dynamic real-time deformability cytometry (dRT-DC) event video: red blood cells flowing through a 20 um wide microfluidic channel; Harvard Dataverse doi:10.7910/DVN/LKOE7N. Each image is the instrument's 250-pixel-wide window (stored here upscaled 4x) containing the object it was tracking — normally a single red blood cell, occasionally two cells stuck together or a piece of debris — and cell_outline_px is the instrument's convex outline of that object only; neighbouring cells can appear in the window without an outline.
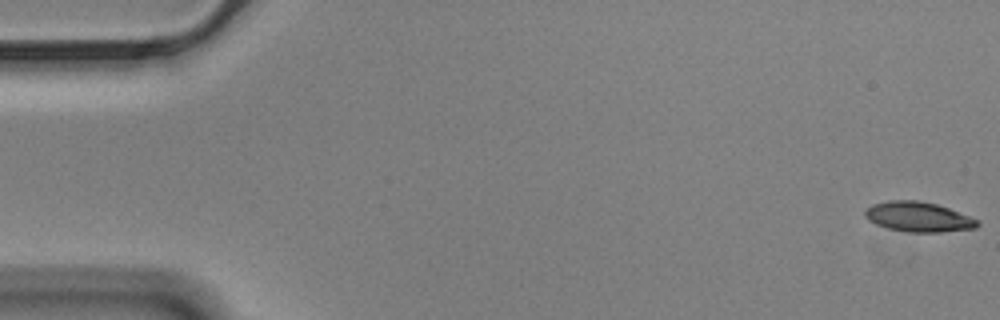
{"species": "Egyptian fruit bat (a non-hibernating species)", "species_latin": "Rousettus aegyptiacus", "temperature_condition": "cold", "stored_images_in_passage": 58, "segment_of_instrument_passage": [1, 2], "camera_frame_rate_fps": 3000, "um_per_image_px": 0.085, "animal": {"sex": "male"}, "frame": {"image": 1, "passage_image": 1, "time_ms": 0.0, "image_size_px": [1000, 320], "cell_outline_px": [[980, 224], [976, 228], [940, 232], [908, 232], [888, 228], [876, 224], [868, 220], [864, 216], [864, 212], [872, 204], [888, 200], [916, 200], [936, 204], [948, 208], [980, 220]], "centroid_in_image_um": [78.06, 18.43], "position_along_channel_um": 6.9, "area_um2": 19.59}}
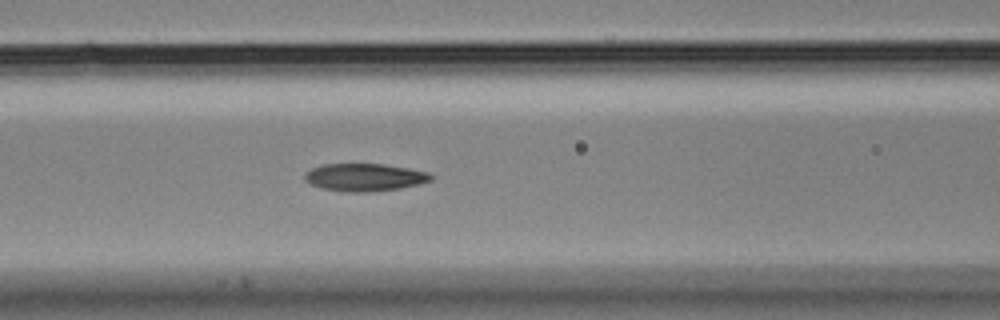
{"frame": {"image": 2, "passage_image": 24, "time_ms": 7.667, "image_size_px": [1000, 320], "cell_outline_px": [[432, 180], [420, 184], [400, 188], [372, 192], [348, 192], [320, 188], [304, 180], [304, 172], [320, 164], [384, 164], [408, 168], [428, 172], [432, 176]], "centroid_in_image_um": [30.97, 15.07], "position_along_channel_um": 135.6, "area_um2": 20.46}}
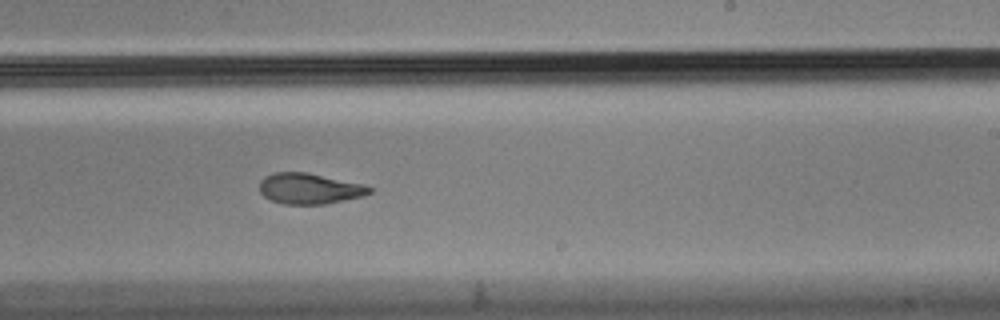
{"frame": {"image": 3, "passage_image": 35, "time_ms": 11.333, "image_size_px": [1000, 320], "cell_outline_px": [[372, 192], [364, 196], [324, 204], [284, 204], [272, 200], [264, 196], [260, 192], [260, 180], [264, 176], [272, 172], [308, 172], [364, 184], [372, 188]], "centroid_in_image_um": [26.31, 16.02], "position_along_channel_um": 262.7, "area_um2": 19.83}}